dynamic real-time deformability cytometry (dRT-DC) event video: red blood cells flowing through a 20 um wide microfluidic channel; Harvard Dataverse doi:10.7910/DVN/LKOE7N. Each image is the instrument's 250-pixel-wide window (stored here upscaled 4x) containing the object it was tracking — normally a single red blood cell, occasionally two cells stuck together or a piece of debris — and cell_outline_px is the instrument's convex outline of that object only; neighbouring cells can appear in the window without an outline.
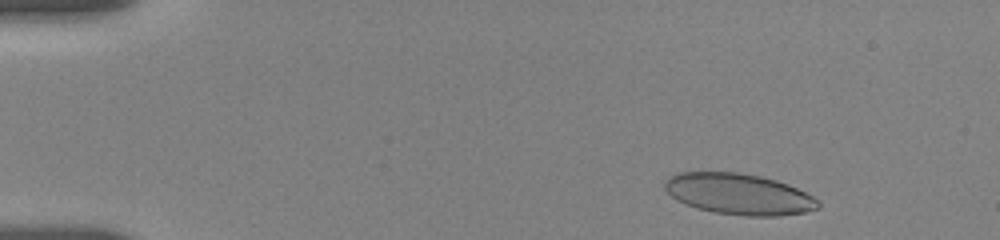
{"species": "human", "species_latin": "Homo sapiens", "temperature_condition": "room temperature", "stored_images_in_passage": 10, "camera_frame_rate_fps": 3000, "um_per_image_px": 0.085, "donor": {"sex": "female"}, "frame": {"image": 1, "passage_image": 2, "time_ms": 1.0, "image_size_px": [1000, 240], "cell_outline_px": [[820, 208], [804, 212], [780, 216], [748, 216], [716, 212], [696, 208], [676, 200], [664, 188], [664, 180], [668, 176], [676, 172], [740, 172], [760, 176], [776, 180], [788, 184], [820, 200]], "centroid_in_image_um": [62.79, 16.49], "position_along_channel_um": 22.2, "area_um2": 36.82}}
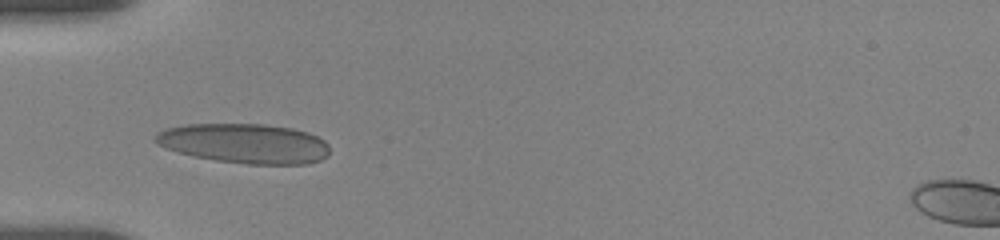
{"frame": {"image": 2, "passage_image": 8, "time_ms": 4.667, "image_size_px": [1000, 240], "cell_outline_px": [[328, 156], [320, 160], [308, 164], [248, 164], [216, 160], [192, 156], [176, 152], [156, 144], [152, 140], [156, 132], [168, 128], [188, 124], [264, 124], [292, 128], [308, 132], [324, 140], [328, 144]], "centroid_in_image_um": [20.77, 12.19], "position_along_channel_um": 64.2, "area_um2": 40.58}}
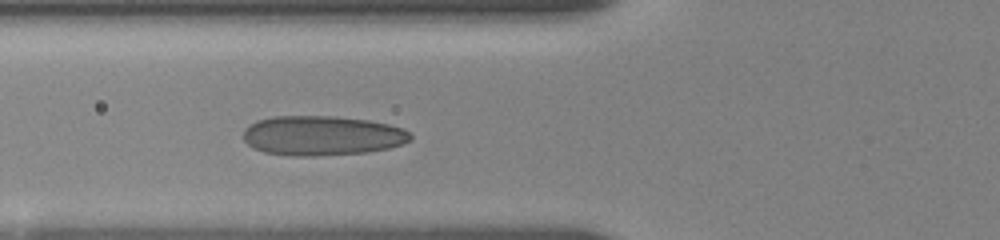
{"frame": {"image": 3, "passage_image": 10, "time_ms": 5.667, "image_size_px": [1000, 240], "cell_outline_px": [[412, 140], [388, 148], [368, 152], [312, 156], [296, 156], [264, 152], [252, 148], [244, 140], [244, 128], [248, 124], [256, 120], [272, 116], [332, 116], [368, 120], [388, 124], [404, 128], [412, 136]], "centroid_in_image_um": [27.35, 11.52], "position_along_channel_um": 98.5, "area_um2": 38.78}}